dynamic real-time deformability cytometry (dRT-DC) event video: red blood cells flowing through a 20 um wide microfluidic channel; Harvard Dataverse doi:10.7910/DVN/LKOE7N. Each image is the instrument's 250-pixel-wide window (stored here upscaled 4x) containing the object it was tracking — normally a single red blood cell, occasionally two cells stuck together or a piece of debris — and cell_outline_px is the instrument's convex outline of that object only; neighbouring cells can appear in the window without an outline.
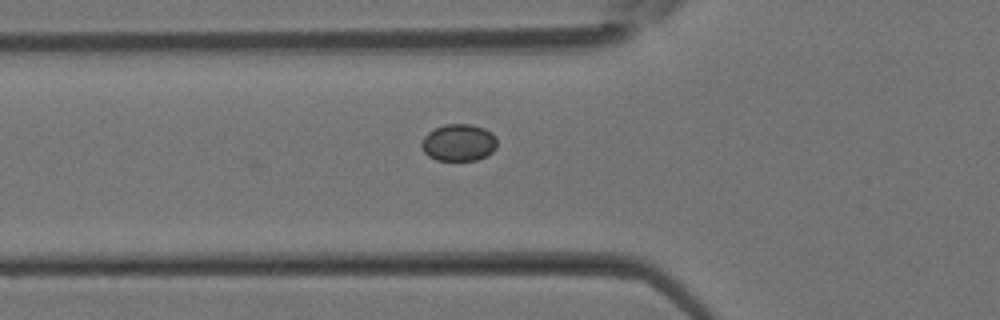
{"species": "Egyptian fruit bat (a non-hibernating species)", "species_latin": "Rousettus aegyptiacus", "temperature_condition": "room temperature", "stored_images_in_passage": 29, "camera_frame_rate_fps": 3000, "um_per_image_px": 0.085, "animal": {"sex": "female"}, "frame": {"image": 1, "passage_image": 5, "time_ms": 1.333, "image_size_px": [1000, 320], "cell_outline_px": [[496, 148], [492, 152], [476, 160], [436, 160], [428, 156], [424, 152], [420, 144], [424, 136], [428, 132], [444, 124], [472, 124], [484, 128], [492, 132], [496, 136]], "centroid_in_image_um": [38.98, 12.11], "position_along_channel_um": 86.8, "area_um2": 16.36}}
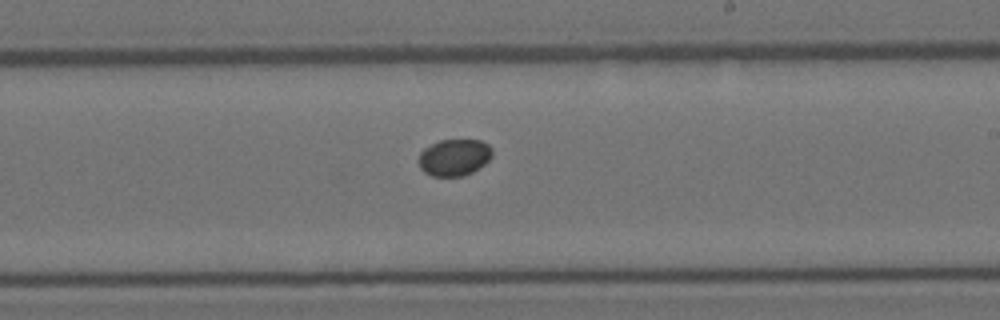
{"frame": {"image": 2, "passage_image": 14, "time_ms": 4.333, "image_size_px": [1000, 320], "cell_outline_px": [[492, 156], [484, 164], [472, 172], [464, 176], [432, 176], [424, 172], [420, 168], [420, 152], [424, 148], [440, 140], [480, 140], [488, 144], [492, 148]], "centroid_in_image_um": [38.62, 13.38], "position_along_channel_um": 250.4, "area_um2": 15.66}}
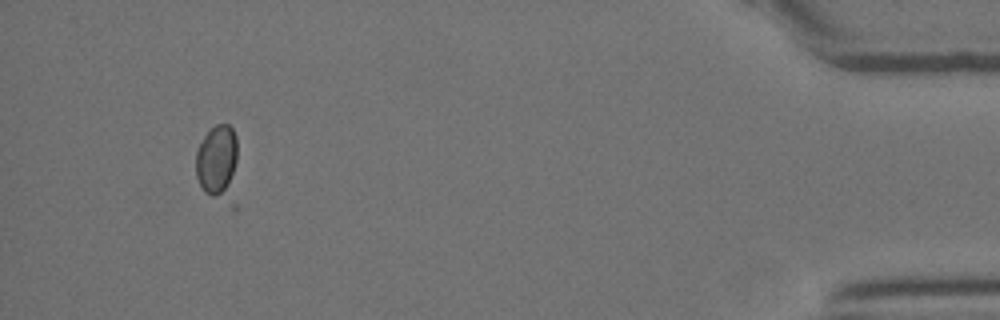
{"frame": {"image": 3, "passage_image": 27, "time_ms": 8.667, "image_size_px": [1000, 320], "cell_outline_px": [[236, 160], [224, 196], [212, 196], [204, 192], [196, 176], [196, 152], [204, 136], [216, 124], [228, 124], [232, 128], [236, 136]], "centroid_in_image_um": [18.39, 13.57], "position_along_channel_um": 416.8, "area_um2": 16.47}}